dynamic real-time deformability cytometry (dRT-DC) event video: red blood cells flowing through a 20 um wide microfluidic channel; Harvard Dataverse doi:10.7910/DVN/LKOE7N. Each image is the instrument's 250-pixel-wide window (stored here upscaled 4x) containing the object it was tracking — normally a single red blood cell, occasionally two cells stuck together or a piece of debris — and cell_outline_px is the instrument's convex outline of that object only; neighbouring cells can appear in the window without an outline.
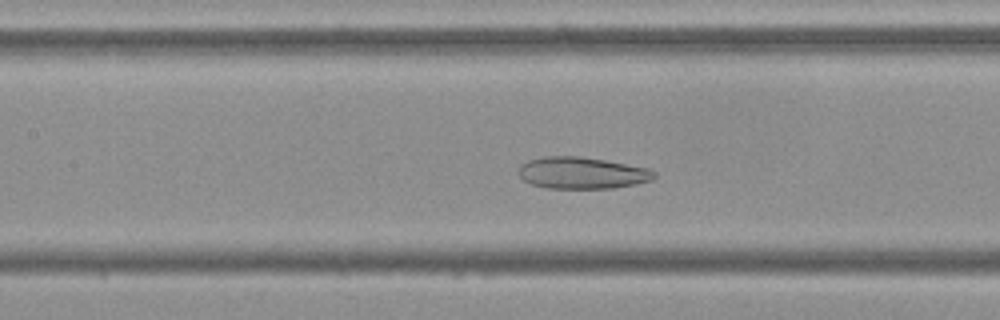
{"species": "Egyptian fruit bat (a non-hibernating species)", "species_latin": "Rousettus aegyptiacus", "temperature_condition": "cold", "stored_images_in_passage": 53, "camera_frame_rate_fps": 3000, "um_per_image_px": 0.085, "frame": {"image": 1, "passage_image": 23, "time_ms": 7.333, "image_size_px": [1000, 320], "cell_outline_px": [[656, 176], [652, 180], [636, 184], [612, 188], [548, 188], [532, 184], [524, 180], [516, 172], [520, 164], [528, 160], [544, 156], [580, 156], [604, 160], [648, 168], [656, 172]], "centroid_in_image_um": [49.44, 14.69], "position_along_channel_um": 158.0, "area_um2": 25.14}}
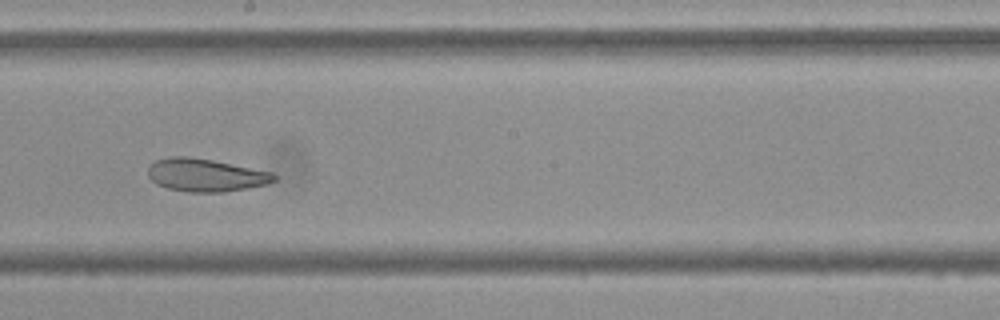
{"frame": {"image": 2, "passage_image": 29, "time_ms": 9.333, "image_size_px": [1000, 320], "cell_outline_px": [[276, 180], [264, 184], [248, 188], [224, 192], [188, 192], [168, 188], [156, 184], [148, 176], [148, 164], [156, 160], [168, 156], [188, 156], [212, 160], [272, 172], [276, 176]], "centroid_in_image_um": [17.43, 14.88], "position_along_channel_um": 230.8, "area_um2": 24.16}}
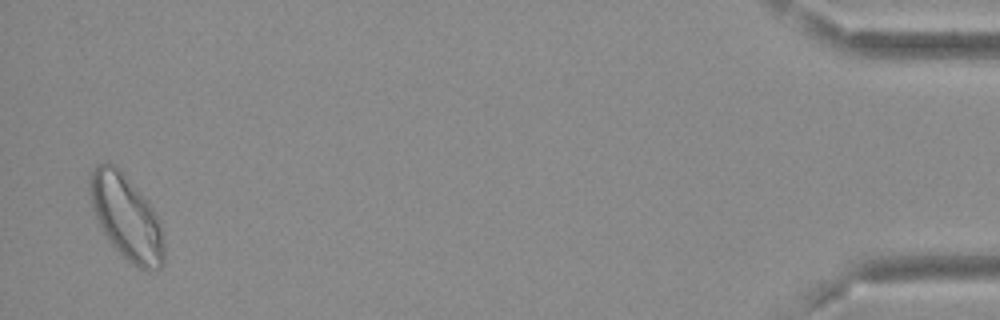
{"frame": {"image": 3, "passage_image": 52, "time_ms": 17.0, "image_size_px": [1000, 320], "cell_outline_px": [[164, 264], [160, 268], [148, 272], [132, 264], [108, 240], [92, 208], [88, 192], [88, 176], [96, 164], [112, 164], [120, 168], [148, 200], [160, 220], [164, 244]], "centroid_in_image_um": [10.75, 18.45], "position_along_channel_um": 424.4, "area_um2": 36.93}, "authors_computed_cell_mechanics": {"area_um2": 29.9982, "velocity_mm_per_s": 3.6568, "shape_relaxation_time_tau1_ms": null, "shape_relaxation_time_tau2_ms": 2.646, "deformation_change_tau1": null, "deformation_change_tau2": 0.0887}}